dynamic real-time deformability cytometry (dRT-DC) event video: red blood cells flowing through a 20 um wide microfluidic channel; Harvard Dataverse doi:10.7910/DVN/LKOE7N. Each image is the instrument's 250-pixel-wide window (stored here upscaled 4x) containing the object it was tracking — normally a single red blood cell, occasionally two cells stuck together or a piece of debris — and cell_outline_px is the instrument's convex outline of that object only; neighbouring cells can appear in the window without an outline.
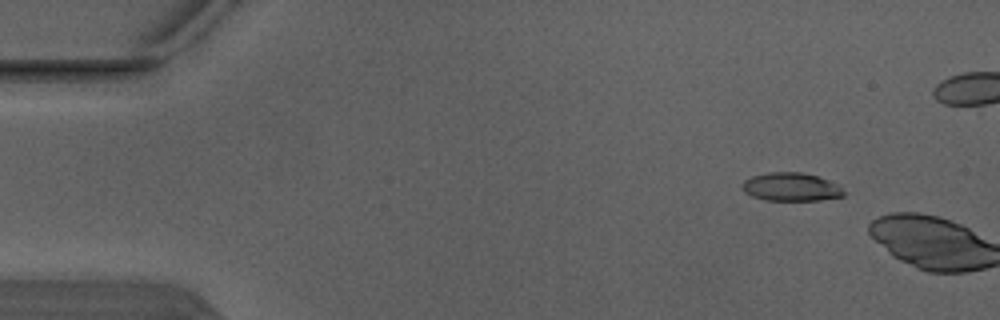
{"species": "Egyptian fruit bat (a non-hibernating species)", "species_latin": "Rousettus aegyptiacus", "temperature_condition": "warm", "stored_images_in_passage": 3, "camera_frame_rate_fps": 3000, "um_per_image_px": 0.085, "animal": {"sex": "male"}, "frame": {"image": 1, "passage_image": 2, "time_ms": 0.333, "image_size_px": [1000, 320], "cell_outline_px": [[844, 196], [820, 200], [764, 200], [752, 196], [744, 192], [744, 180], [752, 176], [768, 172], [800, 172], [816, 176], [840, 184], [844, 192]], "centroid_in_image_um": [67.27, 15.89], "position_along_channel_um": 17.7, "area_um2": 16.7}}